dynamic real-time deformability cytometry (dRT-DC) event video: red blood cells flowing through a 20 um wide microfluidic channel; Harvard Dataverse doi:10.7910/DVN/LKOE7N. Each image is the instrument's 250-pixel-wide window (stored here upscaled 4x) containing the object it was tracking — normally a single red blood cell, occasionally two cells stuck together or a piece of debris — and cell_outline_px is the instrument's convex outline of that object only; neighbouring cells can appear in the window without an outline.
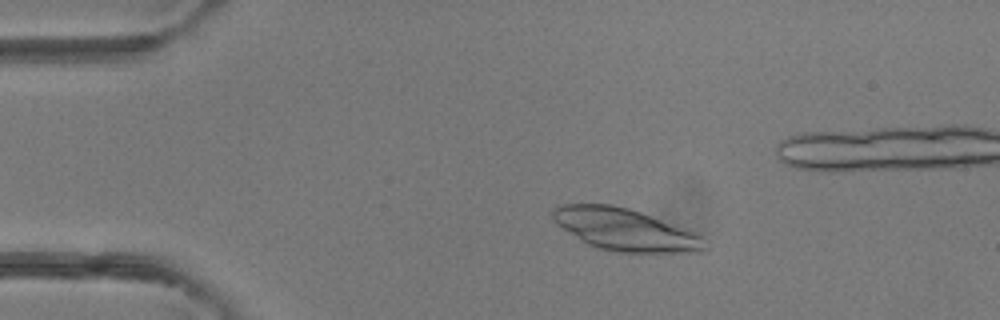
{"species": "common noctule bat (a hibernating species)", "species_latin": "Nyctalus noctula", "temperature_condition": "room temperature", "stored_images_in_passage": 48, "camera_frame_rate_fps": 3000, "um_per_image_px": 0.085, "animal": {"sex": "female"}, "frame": {"image": 1, "passage_image": 9, "time_ms": 2.667, "image_size_px": [1000, 320], "cell_outline_px": [[708, 248], [704, 252], [616, 252], [596, 248], [580, 240], [556, 224], [552, 216], [552, 212], [556, 208], [564, 204], [612, 204], [628, 208], [640, 212], [696, 232], [704, 236]], "centroid_in_image_um": [53.18, 19.53], "position_along_channel_um": 31.8, "area_um2": 37.28}}